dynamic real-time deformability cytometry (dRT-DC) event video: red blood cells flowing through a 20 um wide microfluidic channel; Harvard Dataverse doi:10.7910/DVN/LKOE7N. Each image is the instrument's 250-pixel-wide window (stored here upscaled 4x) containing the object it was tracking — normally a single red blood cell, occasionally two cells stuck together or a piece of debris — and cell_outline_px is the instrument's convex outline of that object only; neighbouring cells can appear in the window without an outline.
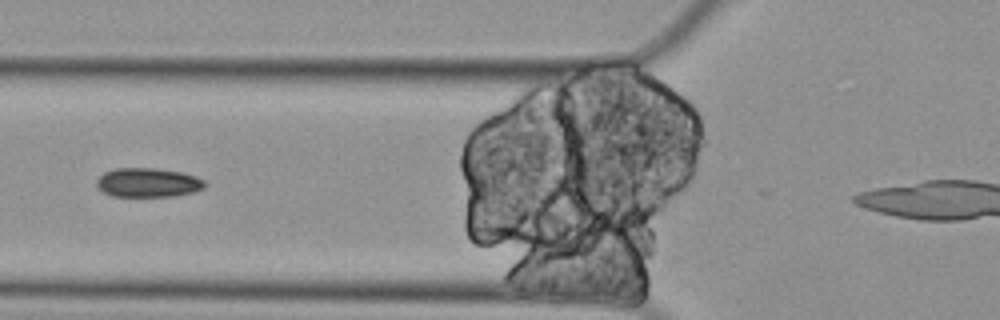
{"species": "Egyptian fruit bat (a non-hibernating species)", "species_latin": "Rousettus aegyptiacus", "temperature_condition": "cold", "stored_images_in_passage": 6, "camera_frame_rate_fps": 3000, "um_per_image_px": 0.085, "animal": {"sex": "female"}, "frame": {"image": 1, "passage_image": 3, "time_ms": 0.667, "image_size_px": [1000, 320], "cell_outline_px": [[204, 188], [192, 192], [176, 196], [112, 196], [104, 192], [96, 184], [96, 180], [104, 172], [116, 168], [156, 168], [184, 172], [196, 176], [204, 180]], "centroid_in_image_um": [12.59, 15.51], "position_along_channel_um": 113.2, "area_um2": 18.38}}
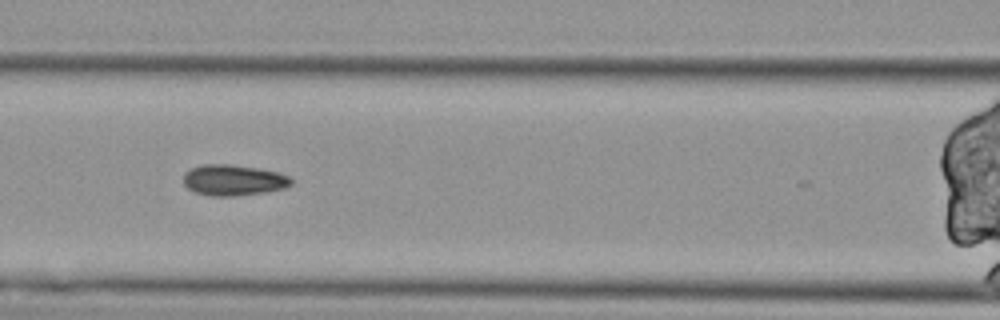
{"frame": {"image": 2, "passage_image": 4, "time_ms": 1.0, "image_size_px": [1000, 320], "cell_outline_px": [[292, 184], [284, 188], [264, 192], [232, 196], [212, 196], [196, 192], [188, 188], [184, 184], [184, 172], [192, 168], [204, 164], [232, 164], [260, 168], [280, 172], [288, 176], [292, 180]], "centroid_in_image_um": [19.86, 15.29], "position_along_channel_um": 146.7, "area_um2": 19.42}}
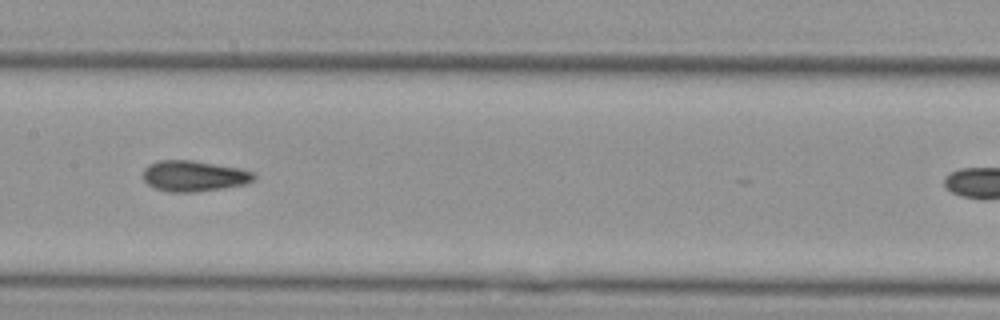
{"frame": {"image": 3, "passage_image": 5, "time_ms": 1.333, "image_size_px": [1000, 320], "cell_outline_px": [[256, 176], [252, 180], [244, 184], [224, 188], [196, 192], [168, 192], [152, 188], [144, 180], [144, 168], [148, 164], [160, 160], [192, 160], [240, 168], [256, 172]], "centroid_in_image_um": [16.48, 14.96], "position_along_channel_um": 190.9, "area_um2": 20.06}}